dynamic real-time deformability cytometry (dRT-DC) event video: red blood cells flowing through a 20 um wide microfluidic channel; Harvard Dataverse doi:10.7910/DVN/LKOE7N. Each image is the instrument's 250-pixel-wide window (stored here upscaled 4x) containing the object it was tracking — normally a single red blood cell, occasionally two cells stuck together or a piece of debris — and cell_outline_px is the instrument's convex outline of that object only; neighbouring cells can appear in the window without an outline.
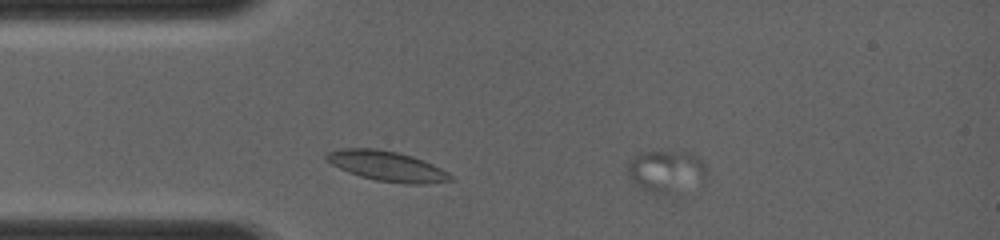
{"species": "common noctule bat (a hibernating species)", "species_latin": "Nyctalus noctula", "temperature_condition": "room temperature", "stored_images_in_passage": 12, "segment_of_instrument_passage": [2, 2], "camera_frame_rate_fps": 4000, "um_per_image_px": 0.085, "animal": {"sex": "female", "body_mass_g": 19.0, "forearm_length_mm": 56.7}, "frame": {"image": 1, "passage_image": 12, "time_ms": 1.75, "image_size_px": [1000, 240], "cell_outline_px": [[708, 168], [704, 176], [672, 192], [652, 192], [640, 188], [632, 184], [628, 176], [628, 164], [632, 156], [644, 152], [688, 152], [696, 156]], "centroid_in_image_um": [56.51, 14.5], "position_along_channel_um": 28.5, "area_um2": 18.44}}